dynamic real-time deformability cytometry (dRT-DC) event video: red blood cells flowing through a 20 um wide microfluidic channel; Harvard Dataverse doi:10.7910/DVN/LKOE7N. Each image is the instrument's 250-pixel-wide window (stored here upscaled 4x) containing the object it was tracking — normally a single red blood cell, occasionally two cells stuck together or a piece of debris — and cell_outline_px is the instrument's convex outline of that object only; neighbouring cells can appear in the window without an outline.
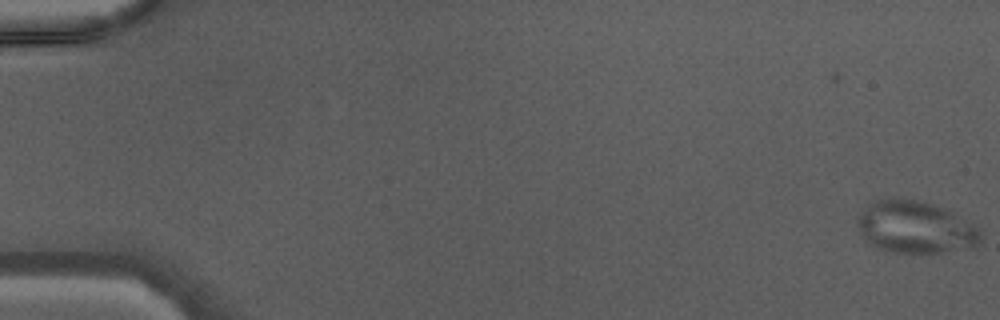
{"species": "Egyptian fruit bat (a non-hibernating species)", "species_latin": "Rousettus aegyptiacus", "temperature_condition": "warm", "stored_images_in_passage": 48, "camera_frame_rate_fps": 3000, "um_per_image_px": 0.085, "animal": {"sex": "male"}, "frame": {"image": 1, "passage_image": 1, "time_ms": 0.0, "image_size_px": [1000, 320], "cell_outline_px": [[980, 240], [976, 244], [940, 252], [892, 252], [876, 248], [868, 244], [864, 240], [856, 224], [860, 216], [876, 200], [916, 200], [932, 204], [952, 212], [976, 228], [980, 232]], "centroid_in_image_um": [77.74, 19.34], "position_along_channel_um": 7.3, "area_um2": 36.01}}
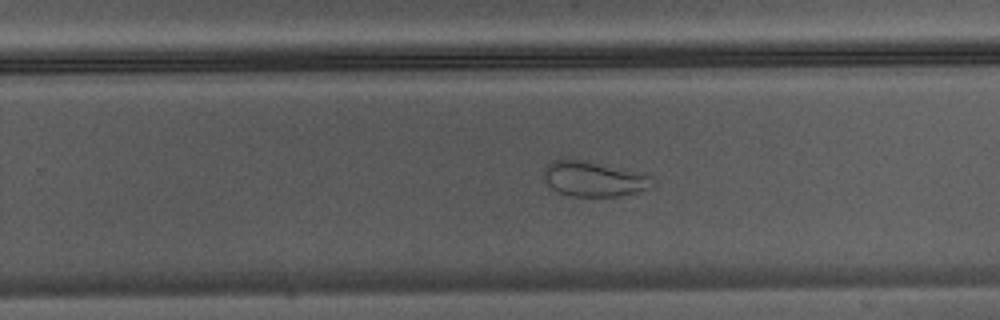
{"frame": {"image": 2, "passage_image": 31, "time_ms": 10.0, "image_size_px": [1000, 320], "cell_outline_px": [[656, 184], [652, 188], [636, 192], [616, 196], [572, 196], [560, 192], [552, 188], [544, 180], [544, 168], [552, 160], [584, 160], [652, 176], [656, 180]], "centroid_in_image_um": [50.5, 15.22], "position_along_channel_um": 279.3, "area_um2": 21.96}}
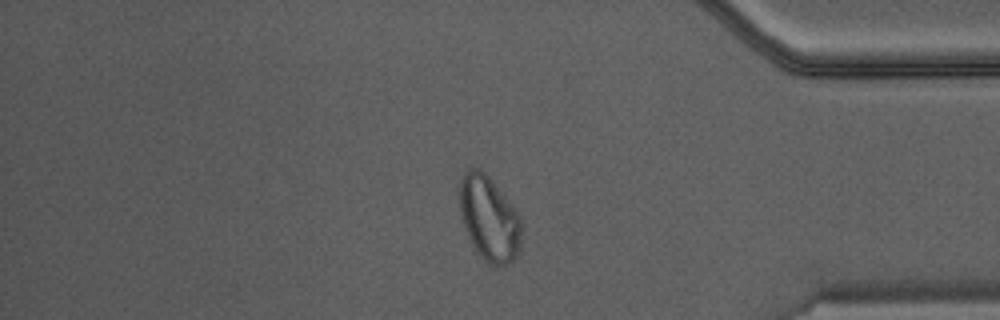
{"frame": {"image": 3, "passage_image": 40, "time_ms": 13.0, "image_size_px": [1000, 320], "cell_outline_px": [[524, 224], [520, 248], [516, 256], [508, 264], [488, 264], [480, 256], [472, 244], [464, 224], [460, 208], [460, 180], [464, 172], [468, 168], [480, 168], [488, 176], [520, 216]], "centroid_in_image_um": [41.61, 18.57], "position_along_channel_um": 393.6, "area_um2": 30.35}}